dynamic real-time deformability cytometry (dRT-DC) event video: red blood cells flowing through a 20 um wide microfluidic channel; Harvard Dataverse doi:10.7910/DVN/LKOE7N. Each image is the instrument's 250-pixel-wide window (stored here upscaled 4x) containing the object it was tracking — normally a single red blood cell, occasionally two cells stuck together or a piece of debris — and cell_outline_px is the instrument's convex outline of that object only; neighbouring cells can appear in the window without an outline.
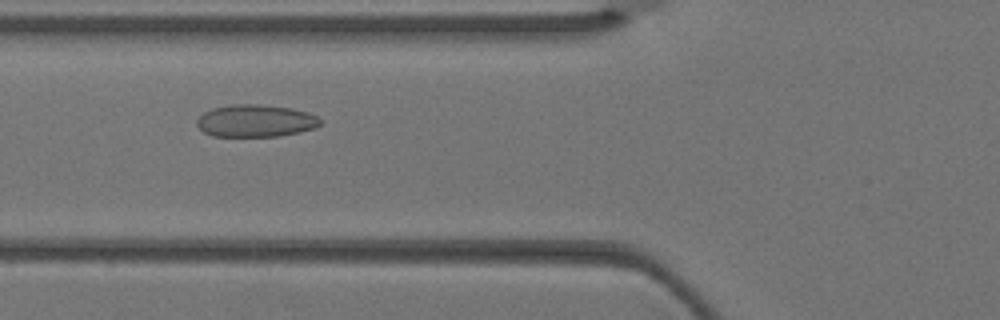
{"species": "Egyptian fruit bat (a non-hibernating species)", "species_latin": "Rousettus aegyptiacus", "temperature_condition": "warm", "stored_images_in_passage": 5, "camera_frame_rate_fps": 3000, "um_per_image_px": 0.085, "animal": {"sex": "female"}, "frame": {"image": 1, "passage_image": 4, "time_ms": 1.0, "image_size_px": [1000, 320], "cell_outline_px": [[320, 124], [316, 128], [300, 132], [280, 136], [212, 136], [204, 132], [196, 124], [196, 120], [204, 112], [212, 108], [232, 104], [260, 104], [292, 108], [308, 112], [316, 116], [320, 120]], "centroid_in_image_um": [21.72, 10.26], "position_along_channel_um": 104.1, "area_um2": 23.35}}
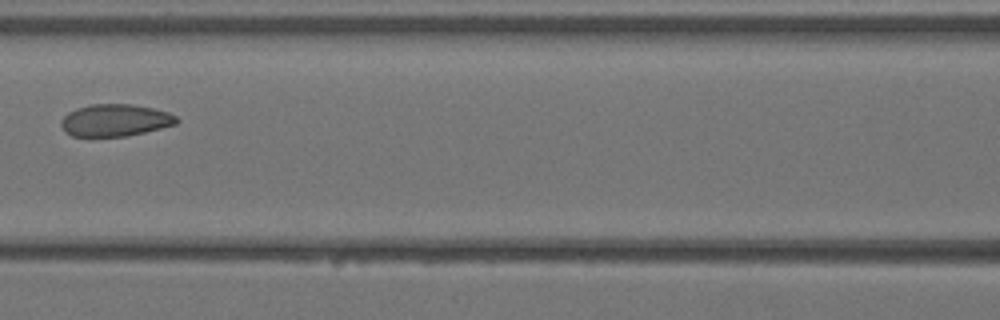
{"frame": {"image": 2, "passage_image": 5, "time_ms": 1.333, "image_size_px": [1000, 320], "cell_outline_px": [[180, 120], [176, 124], [128, 136], [72, 136], [64, 132], [60, 124], [60, 120], [68, 112], [76, 108], [92, 104], [132, 104], [152, 108], [168, 112], [176, 116]], "centroid_in_image_um": [9.76, 10.22], "position_along_channel_um": 156.8, "area_um2": 21.68}}